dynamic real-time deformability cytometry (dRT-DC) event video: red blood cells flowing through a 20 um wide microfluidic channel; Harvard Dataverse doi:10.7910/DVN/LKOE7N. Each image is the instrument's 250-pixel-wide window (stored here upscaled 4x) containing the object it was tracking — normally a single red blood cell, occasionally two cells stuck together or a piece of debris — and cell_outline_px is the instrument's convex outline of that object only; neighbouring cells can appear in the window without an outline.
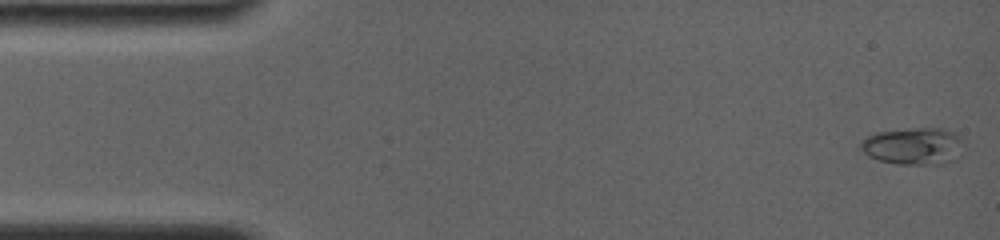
{"species": "common noctule bat (a hibernating species)", "species_latin": "Nyctalus noctula", "temperature_condition": "room temperature", "stored_images_in_passage": 52, "camera_frame_rate_fps": 4000, "um_per_image_px": 0.085, "animal": {"sex": "female", "body_mass_g": 19.0, "forearm_length_mm": 56.7}, "frame": {"image": 1, "passage_image": 1, "time_ms": 0.0, "image_size_px": [1000, 240], "cell_outline_px": [[960, 156], [956, 160], [944, 164], [896, 164], [876, 160], [868, 156], [856, 148], [868, 136], [876, 132], [916, 128], [944, 128], [960, 136]], "centroid_in_image_um": [77.6, 12.44], "position_along_channel_um": 7.4, "area_um2": 22.43}}
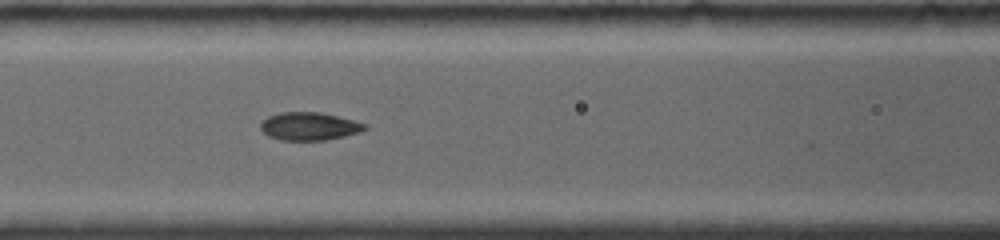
{"frame": {"image": 2, "passage_image": 31, "time_ms": 6.5, "image_size_px": [1000, 240], "cell_outline_px": [[368, 128], [360, 132], [344, 136], [324, 140], [280, 140], [268, 136], [260, 128], [260, 124], [268, 116], [280, 112], [320, 112], [368, 124]], "centroid_in_image_um": [26.29, 10.73], "position_along_channel_um": 140.3, "area_um2": 16.94}}
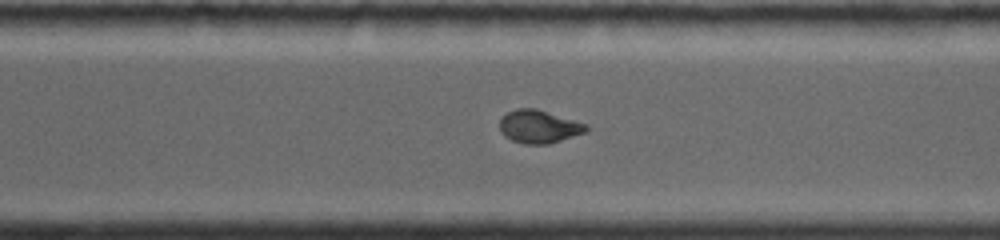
{"frame": {"image": 3, "passage_image": 52, "time_ms": 11.25, "image_size_px": [1000, 240], "cell_outline_px": [[588, 128], [584, 132], [548, 144], [524, 144], [512, 140], [504, 136], [500, 132], [500, 120], [508, 112], [516, 108], [536, 108], [588, 124]], "centroid_in_image_um": [45.78, 10.75], "position_along_channel_um": 324.8, "area_um2": 16.53}}